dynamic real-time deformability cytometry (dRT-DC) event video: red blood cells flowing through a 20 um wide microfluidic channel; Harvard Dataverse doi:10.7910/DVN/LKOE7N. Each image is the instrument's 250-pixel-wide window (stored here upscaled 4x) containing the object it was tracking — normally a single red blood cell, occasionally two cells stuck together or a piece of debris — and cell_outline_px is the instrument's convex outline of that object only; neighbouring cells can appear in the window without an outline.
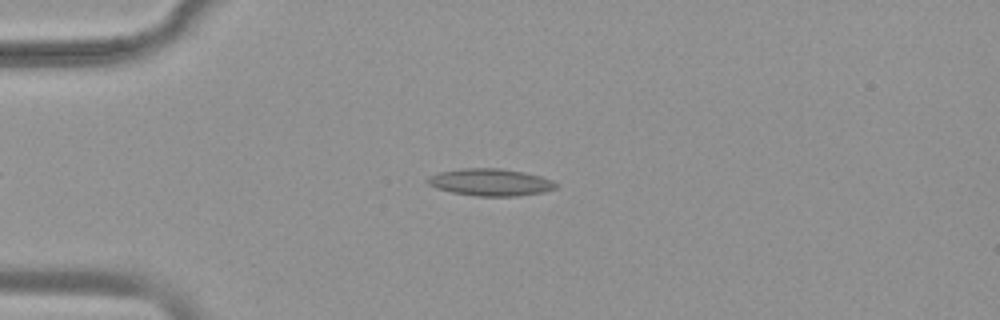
{"species": "common noctule bat (a hibernating species)", "species_latin": "Nyctalus noctula", "temperature_condition": "warm", "stored_images_in_passage": 44, "camera_frame_rate_fps": 3000, "um_per_image_px": 0.085, "animal": {"sex": "female", "body_mass_g": 19.9}, "frame": {"image": 1, "passage_image": 4, "time_ms": 1.0, "image_size_px": [1000, 320], "cell_outline_px": [[560, 184], [556, 188], [544, 192], [516, 196], [476, 196], [452, 192], [436, 188], [428, 184], [424, 180], [428, 176], [440, 172], [464, 168], [500, 168], [524, 172], [540, 176], [552, 180]], "centroid_in_image_um": [41.69, 15.49], "position_along_channel_um": 43.3, "area_um2": 20.4}}
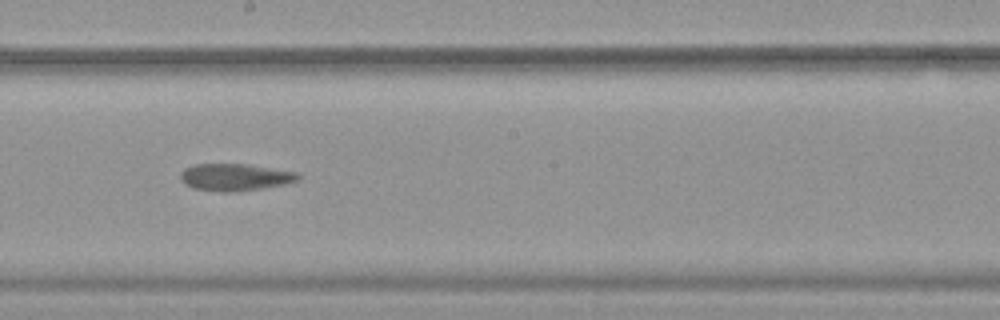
{"frame": {"image": 2, "passage_image": 21, "time_ms": 6.667, "image_size_px": [1000, 320], "cell_outline_px": [[300, 176], [296, 180], [284, 184], [264, 188], [236, 192], [220, 192], [192, 188], [184, 184], [180, 180], [180, 172], [184, 168], [196, 164], [248, 164], [296, 172]], "centroid_in_image_um": [19.92, 15.07], "position_along_channel_um": 228.3, "area_um2": 18.67}}
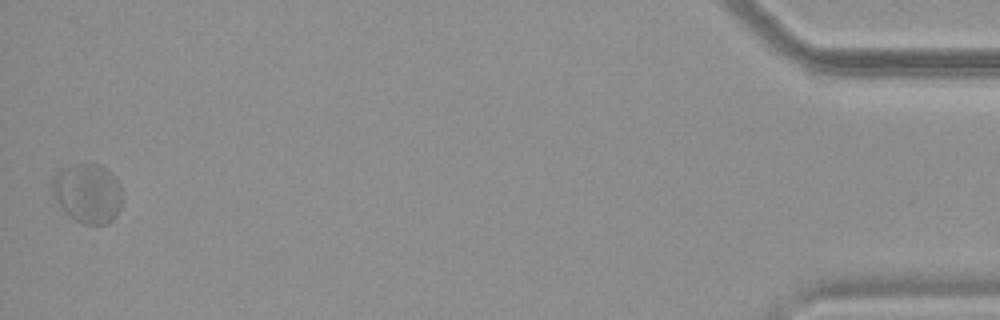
{"frame": {"image": 3, "passage_image": 44, "time_ms": 14.333, "image_size_px": [1000, 320], "cell_outline_px": [[120, 208], [116, 216], [112, 220], [104, 224], [84, 224], [76, 220], [52, 196], [52, 184], [56, 176], [60, 172], [72, 164], [84, 160], [100, 164], [108, 168], [116, 176], [120, 184]], "centroid_in_image_um": [7.49, 16.36], "position_along_channel_um": 427.7, "area_um2": 24.22}, "authors_computed_cell_mechanics": {"area_um2": 19.5075, "velocity_mm_per_s": 3.7288, "shape_relaxation_time_tau1_ms": null, "shape_relaxation_time_tau2_ms": 1.2617, "deformation_change_tau1": null, "deformation_change_tau2": 0.0484}}